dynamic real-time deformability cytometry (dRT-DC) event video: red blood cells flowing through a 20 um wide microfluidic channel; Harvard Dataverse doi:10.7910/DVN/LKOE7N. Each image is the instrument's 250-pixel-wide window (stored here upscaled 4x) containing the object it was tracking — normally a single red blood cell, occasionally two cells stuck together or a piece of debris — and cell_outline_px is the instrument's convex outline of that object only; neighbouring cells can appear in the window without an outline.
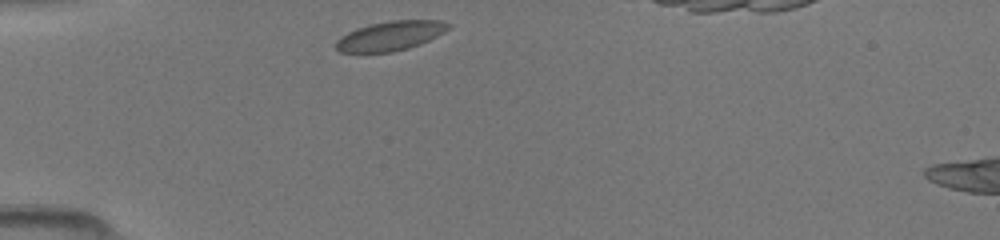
{"species": "common noctule bat (a hibernating species)", "species_latin": "Nyctalus noctula", "temperature_condition": "room temperature", "stored_images_in_passage": 32, "camera_frame_rate_fps": 3000, "um_per_image_px": 0.085, "animal": {"sex": "female", "body_mass_g": 19.5, "forearm_length_mm": 54.1}, "frame": {"image": 1, "passage_image": 1, "time_ms": 0.0, "image_size_px": [1000, 240], "cell_outline_px": [[452, 24], [444, 32], [420, 44], [408, 48], [392, 52], [340, 52], [336, 48], [336, 40], [340, 36], [356, 28], [368, 24], [392, 20], [440, 20]], "centroid_in_image_um": [33.17, 3.04], "position_along_channel_um": 51.8, "area_um2": 19.25}}
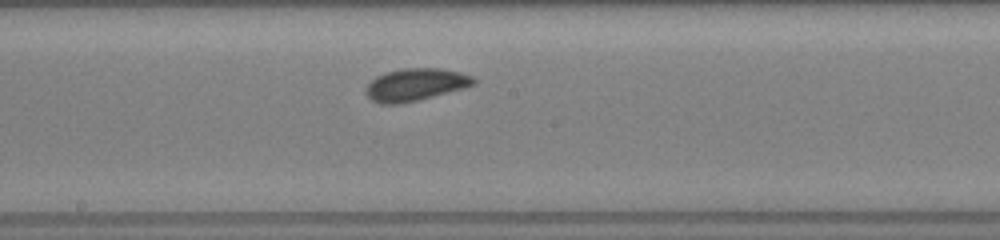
{"frame": {"image": 2, "passage_image": 14, "time_ms": 4.333, "image_size_px": [1000, 240], "cell_outline_px": [[476, 84], [464, 88], [416, 100], [396, 104], [380, 104], [372, 100], [364, 92], [364, 88], [376, 76], [384, 72], [404, 68], [440, 68], [460, 72], [472, 76], [476, 80]], "centroid_in_image_um": [35.29, 7.18], "position_along_channel_um": 212.9, "area_um2": 20.29}}
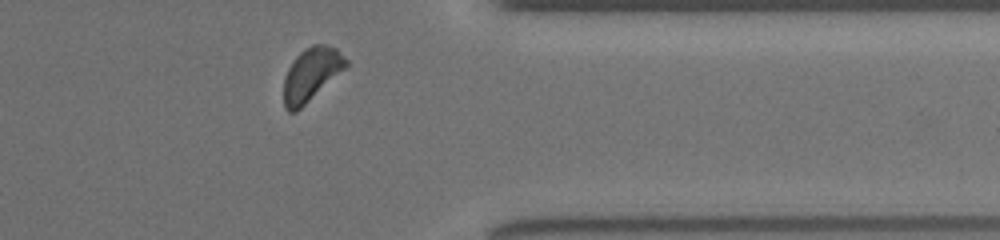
{"frame": {"image": 3, "passage_image": 27, "time_ms": 8.667, "image_size_px": [1000, 240], "cell_outline_px": [[348, 64], [344, 68], [296, 112], [288, 112], [284, 108], [284, 76], [288, 68], [296, 56], [304, 48], [312, 44], [324, 44], [336, 48], [348, 60]], "centroid_in_image_um": [26.42, 6.3], "position_along_channel_um": 385.0, "area_um2": 18.96}}